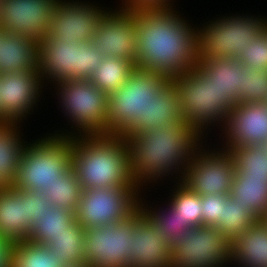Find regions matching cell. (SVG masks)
Here are the masks:
<instances>
[{
  "mask_svg": "<svg viewBox=\"0 0 267 267\" xmlns=\"http://www.w3.org/2000/svg\"><path fill=\"white\" fill-rule=\"evenodd\" d=\"M172 8H135V68L160 72L169 79L196 67L200 60L199 28L186 23Z\"/></svg>",
  "mask_w": 267,
  "mask_h": 267,
  "instance_id": "6da1fadb",
  "label": "cell"
},
{
  "mask_svg": "<svg viewBox=\"0 0 267 267\" xmlns=\"http://www.w3.org/2000/svg\"><path fill=\"white\" fill-rule=\"evenodd\" d=\"M201 136L185 120L128 135L125 139L130 149L134 182L141 189L143 183L155 182L158 178L161 180L166 174L169 176L168 174L176 173L177 170L181 174L178 182L182 181L198 144H202Z\"/></svg>",
  "mask_w": 267,
  "mask_h": 267,
  "instance_id": "7a4b0ae2",
  "label": "cell"
},
{
  "mask_svg": "<svg viewBox=\"0 0 267 267\" xmlns=\"http://www.w3.org/2000/svg\"><path fill=\"white\" fill-rule=\"evenodd\" d=\"M73 134L76 135L70 131L56 133L71 137L72 168L82 189L137 185L131 173L130 149L125 137Z\"/></svg>",
  "mask_w": 267,
  "mask_h": 267,
  "instance_id": "3957f363",
  "label": "cell"
},
{
  "mask_svg": "<svg viewBox=\"0 0 267 267\" xmlns=\"http://www.w3.org/2000/svg\"><path fill=\"white\" fill-rule=\"evenodd\" d=\"M170 79L160 72L134 68L108 96V131L127 137L147 130L146 107Z\"/></svg>",
  "mask_w": 267,
  "mask_h": 267,
  "instance_id": "277c9868",
  "label": "cell"
},
{
  "mask_svg": "<svg viewBox=\"0 0 267 267\" xmlns=\"http://www.w3.org/2000/svg\"><path fill=\"white\" fill-rule=\"evenodd\" d=\"M170 81L178 95L185 121L193 129L203 136L204 130L213 122L225 126L234 105L198 65Z\"/></svg>",
  "mask_w": 267,
  "mask_h": 267,
  "instance_id": "5b68a950",
  "label": "cell"
},
{
  "mask_svg": "<svg viewBox=\"0 0 267 267\" xmlns=\"http://www.w3.org/2000/svg\"><path fill=\"white\" fill-rule=\"evenodd\" d=\"M72 166L70 136L49 135L27 144L12 188L44 192Z\"/></svg>",
  "mask_w": 267,
  "mask_h": 267,
  "instance_id": "8992f818",
  "label": "cell"
},
{
  "mask_svg": "<svg viewBox=\"0 0 267 267\" xmlns=\"http://www.w3.org/2000/svg\"><path fill=\"white\" fill-rule=\"evenodd\" d=\"M38 72L55 84L63 80H89L104 58L92 41L62 44L45 35L38 44ZM45 78V79H44Z\"/></svg>",
  "mask_w": 267,
  "mask_h": 267,
  "instance_id": "52a82bcc",
  "label": "cell"
},
{
  "mask_svg": "<svg viewBox=\"0 0 267 267\" xmlns=\"http://www.w3.org/2000/svg\"><path fill=\"white\" fill-rule=\"evenodd\" d=\"M55 85L62 110L76 125L72 128L79 131L77 133L80 135L76 136L111 135L108 131L107 93L90 80H63Z\"/></svg>",
  "mask_w": 267,
  "mask_h": 267,
  "instance_id": "ba28073f",
  "label": "cell"
},
{
  "mask_svg": "<svg viewBox=\"0 0 267 267\" xmlns=\"http://www.w3.org/2000/svg\"><path fill=\"white\" fill-rule=\"evenodd\" d=\"M200 28V60L237 59L245 44L265 30L266 19L255 16H222Z\"/></svg>",
  "mask_w": 267,
  "mask_h": 267,
  "instance_id": "9c48e42d",
  "label": "cell"
},
{
  "mask_svg": "<svg viewBox=\"0 0 267 267\" xmlns=\"http://www.w3.org/2000/svg\"><path fill=\"white\" fill-rule=\"evenodd\" d=\"M138 191V185L83 189L75 219L83 229L121 222L140 207Z\"/></svg>",
  "mask_w": 267,
  "mask_h": 267,
  "instance_id": "30bf717a",
  "label": "cell"
},
{
  "mask_svg": "<svg viewBox=\"0 0 267 267\" xmlns=\"http://www.w3.org/2000/svg\"><path fill=\"white\" fill-rule=\"evenodd\" d=\"M144 218L139 207L125 220L85 229L84 259L89 267H128L132 248L131 235Z\"/></svg>",
  "mask_w": 267,
  "mask_h": 267,
  "instance_id": "8fae6325",
  "label": "cell"
},
{
  "mask_svg": "<svg viewBox=\"0 0 267 267\" xmlns=\"http://www.w3.org/2000/svg\"><path fill=\"white\" fill-rule=\"evenodd\" d=\"M170 250V267H222L230 263V241L212 226L192 227Z\"/></svg>",
  "mask_w": 267,
  "mask_h": 267,
  "instance_id": "7c38bea8",
  "label": "cell"
},
{
  "mask_svg": "<svg viewBox=\"0 0 267 267\" xmlns=\"http://www.w3.org/2000/svg\"><path fill=\"white\" fill-rule=\"evenodd\" d=\"M52 207L43 192L0 187V235L12 243L27 240L32 225Z\"/></svg>",
  "mask_w": 267,
  "mask_h": 267,
  "instance_id": "4fadbf2b",
  "label": "cell"
},
{
  "mask_svg": "<svg viewBox=\"0 0 267 267\" xmlns=\"http://www.w3.org/2000/svg\"><path fill=\"white\" fill-rule=\"evenodd\" d=\"M196 148L181 183L200 196L230 194L236 163L229 149L217 152ZM200 149V150H199ZM207 151V152H206ZM219 151V152H218Z\"/></svg>",
  "mask_w": 267,
  "mask_h": 267,
  "instance_id": "5bb4252c",
  "label": "cell"
},
{
  "mask_svg": "<svg viewBox=\"0 0 267 267\" xmlns=\"http://www.w3.org/2000/svg\"><path fill=\"white\" fill-rule=\"evenodd\" d=\"M58 0H0V29L4 33L42 42Z\"/></svg>",
  "mask_w": 267,
  "mask_h": 267,
  "instance_id": "9a60e30c",
  "label": "cell"
},
{
  "mask_svg": "<svg viewBox=\"0 0 267 267\" xmlns=\"http://www.w3.org/2000/svg\"><path fill=\"white\" fill-rule=\"evenodd\" d=\"M58 0L47 31L54 40L68 43L92 41L107 11L91 3ZM89 4V5H88Z\"/></svg>",
  "mask_w": 267,
  "mask_h": 267,
  "instance_id": "2e32d148",
  "label": "cell"
},
{
  "mask_svg": "<svg viewBox=\"0 0 267 267\" xmlns=\"http://www.w3.org/2000/svg\"><path fill=\"white\" fill-rule=\"evenodd\" d=\"M120 8L116 11L108 10L99 22L97 31L92 37V44L104 58H123L135 64L136 9Z\"/></svg>",
  "mask_w": 267,
  "mask_h": 267,
  "instance_id": "e0dca14e",
  "label": "cell"
},
{
  "mask_svg": "<svg viewBox=\"0 0 267 267\" xmlns=\"http://www.w3.org/2000/svg\"><path fill=\"white\" fill-rule=\"evenodd\" d=\"M41 83L38 71L0 74V122L20 123L37 104Z\"/></svg>",
  "mask_w": 267,
  "mask_h": 267,
  "instance_id": "ac0fdd59",
  "label": "cell"
},
{
  "mask_svg": "<svg viewBox=\"0 0 267 267\" xmlns=\"http://www.w3.org/2000/svg\"><path fill=\"white\" fill-rule=\"evenodd\" d=\"M223 129V137L228 140H225L226 149L266 142L267 103L249 102L233 106Z\"/></svg>",
  "mask_w": 267,
  "mask_h": 267,
  "instance_id": "d6986e66",
  "label": "cell"
},
{
  "mask_svg": "<svg viewBox=\"0 0 267 267\" xmlns=\"http://www.w3.org/2000/svg\"><path fill=\"white\" fill-rule=\"evenodd\" d=\"M128 267H170L171 242L145 213L131 235Z\"/></svg>",
  "mask_w": 267,
  "mask_h": 267,
  "instance_id": "ffe728a7",
  "label": "cell"
},
{
  "mask_svg": "<svg viewBox=\"0 0 267 267\" xmlns=\"http://www.w3.org/2000/svg\"><path fill=\"white\" fill-rule=\"evenodd\" d=\"M229 260L238 263L239 267H267L266 219L255 221L230 242Z\"/></svg>",
  "mask_w": 267,
  "mask_h": 267,
  "instance_id": "44dd1931",
  "label": "cell"
},
{
  "mask_svg": "<svg viewBox=\"0 0 267 267\" xmlns=\"http://www.w3.org/2000/svg\"><path fill=\"white\" fill-rule=\"evenodd\" d=\"M38 43L22 36L0 34V74L38 71Z\"/></svg>",
  "mask_w": 267,
  "mask_h": 267,
  "instance_id": "7402d4cb",
  "label": "cell"
},
{
  "mask_svg": "<svg viewBox=\"0 0 267 267\" xmlns=\"http://www.w3.org/2000/svg\"><path fill=\"white\" fill-rule=\"evenodd\" d=\"M18 122H0V187H12L26 147Z\"/></svg>",
  "mask_w": 267,
  "mask_h": 267,
  "instance_id": "603a6c76",
  "label": "cell"
},
{
  "mask_svg": "<svg viewBox=\"0 0 267 267\" xmlns=\"http://www.w3.org/2000/svg\"><path fill=\"white\" fill-rule=\"evenodd\" d=\"M198 66L235 106L241 87V73L244 72L242 62L233 58L199 60Z\"/></svg>",
  "mask_w": 267,
  "mask_h": 267,
  "instance_id": "cb8c5ba5",
  "label": "cell"
},
{
  "mask_svg": "<svg viewBox=\"0 0 267 267\" xmlns=\"http://www.w3.org/2000/svg\"><path fill=\"white\" fill-rule=\"evenodd\" d=\"M244 171H235L230 196L249 207L259 218L267 217V179L247 177Z\"/></svg>",
  "mask_w": 267,
  "mask_h": 267,
  "instance_id": "d4e9b609",
  "label": "cell"
},
{
  "mask_svg": "<svg viewBox=\"0 0 267 267\" xmlns=\"http://www.w3.org/2000/svg\"><path fill=\"white\" fill-rule=\"evenodd\" d=\"M180 120L185 118L174 85L169 81L146 107L147 129L163 128Z\"/></svg>",
  "mask_w": 267,
  "mask_h": 267,
  "instance_id": "484cf974",
  "label": "cell"
},
{
  "mask_svg": "<svg viewBox=\"0 0 267 267\" xmlns=\"http://www.w3.org/2000/svg\"><path fill=\"white\" fill-rule=\"evenodd\" d=\"M44 216L32 225L28 241L48 245L52 238L70 231V225L76 220L75 213L59 207L43 211Z\"/></svg>",
  "mask_w": 267,
  "mask_h": 267,
  "instance_id": "4316f807",
  "label": "cell"
},
{
  "mask_svg": "<svg viewBox=\"0 0 267 267\" xmlns=\"http://www.w3.org/2000/svg\"><path fill=\"white\" fill-rule=\"evenodd\" d=\"M84 238L85 229L75 220L70 225V231L52 238L47 247L64 267L83 264L86 263L83 248Z\"/></svg>",
  "mask_w": 267,
  "mask_h": 267,
  "instance_id": "83f0119b",
  "label": "cell"
},
{
  "mask_svg": "<svg viewBox=\"0 0 267 267\" xmlns=\"http://www.w3.org/2000/svg\"><path fill=\"white\" fill-rule=\"evenodd\" d=\"M134 68L135 64L130 60L105 57L89 80L109 95L125 83Z\"/></svg>",
  "mask_w": 267,
  "mask_h": 267,
  "instance_id": "f1b7e54d",
  "label": "cell"
},
{
  "mask_svg": "<svg viewBox=\"0 0 267 267\" xmlns=\"http://www.w3.org/2000/svg\"><path fill=\"white\" fill-rule=\"evenodd\" d=\"M258 220L259 218L249 207L242 205L229 195L223 201V218L215 228L231 242Z\"/></svg>",
  "mask_w": 267,
  "mask_h": 267,
  "instance_id": "f546056e",
  "label": "cell"
},
{
  "mask_svg": "<svg viewBox=\"0 0 267 267\" xmlns=\"http://www.w3.org/2000/svg\"><path fill=\"white\" fill-rule=\"evenodd\" d=\"M10 267H64L47 245L28 240L13 243Z\"/></svg>",
  "mask_w": 267,
  "mask_h": 267,
  "instance_id": "4dcf8cb0",
  "label": "cell"
},
{
  "mask_svg": "<svg viewBox=\"0 0 267 267\" xmlns=\"http://www.w3.org/2000/svg\"><path fill=\"white\" fill-rule=\"evenodd\" d=\"M82 188L72 166L58 180L48 187L44 196L54 207L75 213L80 202Z\"/></svg>",
  "mask_w": 267,
  "mask_h": 267,
  "instance_id": "1f68e13d",
  "label": "cell"
},
{
  "mask_svg": "<svg viewBox=\"0 0 267 267\" xmlns=\"http://www.w3.org/2000/svg\"><path fill=\"white\" fill-rule=\"evenodd\" d=\"M241 87L238 90L236 105L239 103H267V69L258 70L242 64Z\"/></svg>",
  "mask_w": 267,
  "mask_h": 267,
  "instance_id": "d6a6232c",
  "label": "cell"
},
{
  "mask_svg": "<svg viewBox=\"0 0 267 267\" xmlns=\"http://www.w3.org/2000/svg\"><path fill=\"white\" fill-rule=\"evenodd\" d=\"M176 187L177 190H174L169 204L191 227L202 226L201 196L189 190L181 182H178Z\"/></svg>",
  "mask_w": 267,
  "mask_h": 267,
  "instance_id": "836d02e7",
  "label": "cell"
},
{
  "mask_svg": "<svg viewBox=\"0 0 267 267\" xmlns=\"http://www.w3.org/2000/svg\"><path fill=\"white\" fill-rule=\"evenodd\" d=\"M140 207L144 213L163 230V234L168 237L171 244L178 242L180 237L188 232L192 227L188 222L183 221L179 213L170 205H165V210L161 209H150L142 202L140 198ZM145 208V209H144Z\"/></svg>",
  "mask_w": 267,
  "mask_h": 267,
  "instance_id": "e575fe53",
  "label": "cell"
},
{
  "mask_svg": "<svg viewBox=\"0 0 267 267\" xmlns=\"http://www.w3.org/2000/svg\"><path fill=\"white\" fill-rule=\"evenodd\" d=\"M228 149L236 163V171H244L249 178L267 179V154L254 145Z\"/></svg>",
  "mask_w": 267,
  "mask_h": 267,
  "instance_id": "d590c367",
  "label": "cell"
},
{
  "mask_svg": "<svg viewBox=\"0 0 267 267\" xmlns=\"http://www.w3.org/2000/svg\"><path fill=\"white\" fill-rule=\"evenodd\" d=\"M245 46L236 60L258 70L267 69V31L261 32L252 44H245Z\"/></svg>",
  "mask_w": 267,
  "mask_h": 267,
  "instance_id": "8d00e7d4",
  "label": "cell"
},
{
  "mask_svg": "<svg viewBox=\"0 0 267 267\" xmlns=\"http://www.w3.org/2000/svg\"><path fill=\"white\" fill-rule=\"evenodd\" d=\"M229 194H211L201 196L202 226L216 227L223 218V201Z\"/></svg>",
  "mask_w": 267,
  "mask_h": 267,
  "instance_id": "74e56055",
  "label": "cell"
},
{
  "mask_svg": "<svg viewBox=\"0 0 267 267\" xmlns=\"http://www.w3.org/2000/svg\"><path fill=\"white\" fill-rule=\"evenodd\" d=\"M122 6L125 9H135L141 7H168L173 6L172 0H123Z\"/></svg>",
  "mask_w": 267,
  "mask_h": 267,
  "instance_id": "f35d334b",
  "label": "cell"
},
{
  "mask_svg": "<svg viewBox=\"0 0 267 267\" xmlns=\"http://www.w3.org/2000/svg\"><path fill=\"white\" fill-rule=\"evenodd\" d=\"M13 243L0 235V267H10Z\"/></svg>",
  "mask_w": 267,
  "mask_h": 267,
  "instance_id": "ab89813d",
  "label": "cell"
},
{
  "mask_svg": "<svg viewBox=\"0 0 267 267\" xmlns=\"http://www.w3.org/2000/svg\"><path fill=\"white\" fill-rule=\"evenodd\" d=\"M254 146L259 150L267 154V141L264 143L254 144Z\"/></svg>",
  "mask_w": 267,
  "mask_h": 267,
  "instance_id": "60d3db41",
  "label": "cell"
},
{
  "mask_svg": "<svg viewBox=\"0 0 267 267\" xmlns=\"http://www.w3.org/2000/svg\"><path fill=\"white\" fill-rule=\"evenodd\" d=\"M69 267H89V266L86 263H83V264L71 265Z\"/></svg>",
  "mask_w": 267,
  "mask_h": 267,
  "instance_id": "b9f144b4",
  "label": "cell"
},
{
  "mask_svg": "<svg viewBox=\"0 0 267 267\" xmlns=\"http://www.w3.org/2000/svg\"><path fill=\"white\" fill-rule=\"evenodd\" d=\"M265 30L267 31V19H266V23H265Z\"/></svg>",
  "mask_w": 267,
  "mask_h": 267,
  "instance_id": "7bdbcfd3",
  "label": "cell"
}]
</instances>
